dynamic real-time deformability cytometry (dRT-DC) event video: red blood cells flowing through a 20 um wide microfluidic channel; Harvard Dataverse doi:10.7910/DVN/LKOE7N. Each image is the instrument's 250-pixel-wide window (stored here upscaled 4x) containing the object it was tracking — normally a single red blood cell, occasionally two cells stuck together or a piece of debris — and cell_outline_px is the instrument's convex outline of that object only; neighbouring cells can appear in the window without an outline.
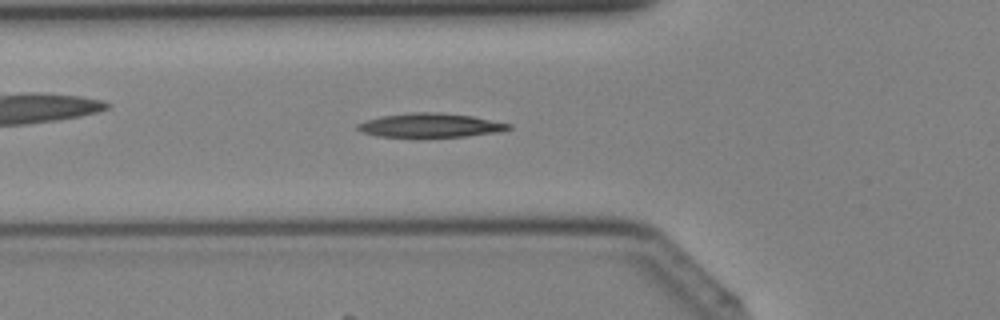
{"species": "Egyptian fruit bat (a non-hibernating species)", "species_latin": "Rousettus aegyptiacus", "temperature_condition": "cold", "stored_images_in_passage": 21, "camera_frame_rate_fps": 3000, "um_per_image_px": 0.085, "animal": {"sex": "female"}, "frame": {"image": 1, "passage_image": 2, "time_ms": 0.333, "image_size_px": [1000, 320], "cell_outline_px": [[512, 128], [500, 132], [464, 136], [416, 140], [376, 136], [360, 132], [356, 128], [356, 124], [364, 120], [380, 116], [412, 112], [440, 112], [472, 116], [512, 124]], "centroid_in_image_um": [36.49, 10.69], "position_along_channel_um": 89.3, "area_um2": 22.37}}
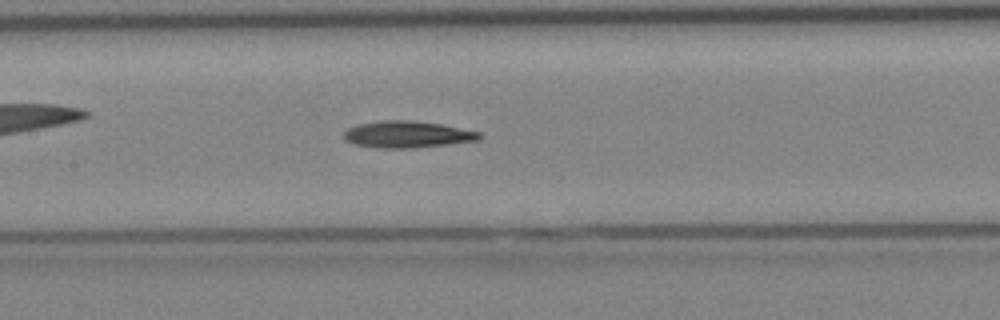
{"frame": {"image": 2, "passage_image": 7, "time_ms": 2.0, "image_size_px": [1000, 320], "cell_outline_px": [[484, 136], [476, 140], [448, 144], [412, 148], [380, 148], [356, 144], [344, 140], [344, 132], [348, 128], [356, 124], [384, 120], [412, 120], [440, 124], [480, 132]], "centroid_in_image_um": [34.6, 11.42], "position_along_channel_um": 172.8, "area_um2": 20.98}}
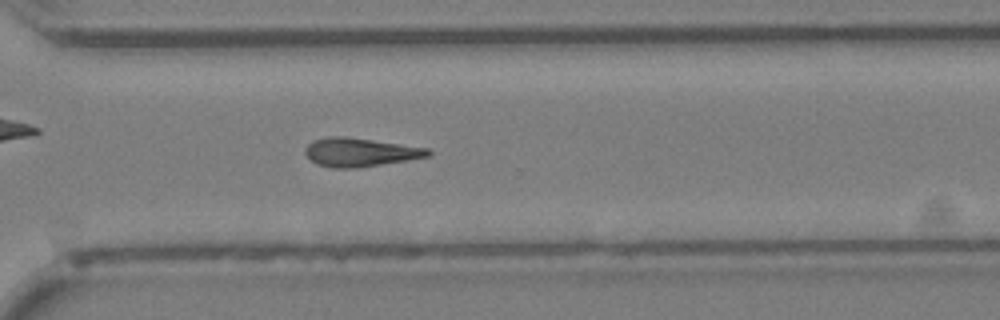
{"frame": {"image": 3, "passage_image": 17, "time_ms": 5.333, "image_size_px": [1000, 320], "cell_outline_px": [[432, 156], [408, 160], [352, 168], [332, 168], [316, 164], [304, 152], [304, 148], [312, 140], [328, 136], [344, 136], [428, 148], [432, 152]], "centroid_in_image_um": [30.59, 12.93], "position_along_channel_um": 340.0, "area_um2": 20.4}}